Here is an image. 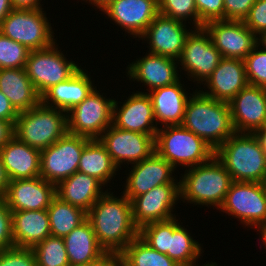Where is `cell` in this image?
Segmentation results:
<instances>
[{"label": "cell", "instance_id": "6da1fadb", "mask_svg": "<svg viewBox=\"0 0 266 266\" xmlns=\"http://www.w3.org/2000/svg\"><path fill=\"white\" fill-rule=\"evenodd\" d=\"M110 191L102 195L87 212L100 246L110 255H119L139 235L132 217L131 201Z\"/></svg>", "mask_w": 266, "mask_h": 266}, {"label": "cell", "instance_id": "7a4b0ae2", "mask_svg": "<svg viewBox=\"0 0 266 266\" xmlns=\"http://www.w3.org/2000/svg\"><path fill=\"white\" fill-rule=\"evenodd\" d=\"M193 93L187 101L181 125L216 151L235 133L229 103L215 100L197 89Z\"/></svg>", "mask_w": 266, "mask_h": 266}, {"label": "cell", "instance_id": "3957f363", "mask_svg": "<svg viewBox=\"0 0 266 266\" xmlns=\"http://www.w3.org/2000/svg\"><path fill=\"white\" fill-rule=\"evenodd\" d=\"M180 182V200L219 209L233 179L223 163L214 155L201 165L189 167Z\"/></svg>", "mask_w": 266, "mask_h": 266}, {"label": "cell", "instance_id": "277c9868", "mask_svg": "<svg viewBox=\"0 0 266 266\" xmlns=\"http://www.w3.org/2000/svg\"><path fill=\"white\" fill-rule=\"evenodd\" d=\"M233 181L259 182L266 178V154L253 133L235 132L216 151Z\"/></svg>", "mask_w": 266, "mask_h": 266}, {"label": "cell", "instance_id": "5b68a950", "mask_svg": "<svg viewBox=\"0 0 266 266\" xmlns=\"http://www.w3.org/2000/svg\"><path fill=\"white\" fill-rule=\"evenodd\" d=\"M154 144L155 152L175 169L178 165L188 168L201 165L215 155L210 145L182 125L158 128Z\"/></svg>", "mask_w": 266, "mask_h": 266}, {"label": "cell", "instance_id": "8992f818", "mask_svg": "<svg viewBox=\"0 0 266 266\" xmlns=\"http://www.w3.org/2000/svg\"><path fill=\"white\" fill-rule=\"evenodd\" d=\"M68 132L67 112L40 102L20 112L14 124L15 136L38 150L46 149Z\"/></svg>", "mask_w": 266, "mask_h": 266}, {"label": "cell", "instance_id": "52a82bcc", "mask_svg": "<svg viewBox=\"0 0 266 266\" xmlns=\"http://www.w3.org/2000/svg\"><path fill=\"white\" fill-rule=\"evenodd\" d=\"M0 32L30 51L56 43L51 23L42 8L13 9L0 23Z\"/></svg>", "mask_w": 266, "mask_h": 266}, {"label": "cell", "instance_id": "ba28073f", "mask_svg": "<svg viewBox=\"0 0 266 266\" xmlns=\"http://www.w3.org/2000/svg\"><path fill=\"white\" fill-rule=\"evenodd\" d=\"M54 43L51 47L32 50L25 70L36 91L42 96L49 88L72 77L80 66L67 60Z\"/></svg>", "mask_w": 266, "mask_h": 266}, {"label": "cell", "instance_id": "9c48e42d", "mask_svg": "<svg viewBox=\"0 0 266 266\" xmlns=\"http://www.w3.org/2000/svg\"><path fill=\"white\" fill-rule=\"evenodd\" d=\"M90 140L67 132L57 142L41 150L40 177L57 186L78 171L81 153Z\"/></svg>", "mask_w": 266, "mask_h": 266}, {"label": "cell", "instance_id": "30bf717a", "mask_svg": "<svg viewBox=\"0 0 266 266\" xmlns=\"http://www.w3.org/2000/svg\"><path fill=\"white\" fill-rule=\"evenodd\" d=\"M95 87L91 93L67 113L68 132L98 139L113 123L114 99H106Z\"/></svg>", "mask_w": 266, "mask_h": 266}, {"label": "cell", "instance_id": "8fae6325", "mask_svg": "<svg viewBox=\"0 0 266 266\" xmlns=\"http://www.w3.org/2000/svg\"><path fill=\"white\" fill-rule=\"evenodd\" d=\"M219 209L251 229L266 226V195L259 182L233 181Z\"/></svg>", "mask_w": 266, "mask_h": 266}, {"label": "cell", "instance_id": "7c38bea8", "mask_svg": "<svg viewBox=\"0 0 266 266\" xmlns=\"http://www.w3.org/2000/svg\"><path fill=\"white\" fill-rule=\"evenodd\" d=\"M194 29L190 30V34L186 37L181 55L177 59L182 66L178 69L186 71L188 79L193 78V82L203 84L223 57L204 28Z\"/></svg>", "mask_w": 266, "mask_h": 266}, {"label": "cell", "instance_id": "4fadbf2b", "mask_svg": "<svg viewBox=\"0 0 266 266\" xmlns=\"http://www.w3.org/2000/svg\"><path fill=\"white\" fill-rule=\"evenodd\" d=\"M98 139L118 169L123 162L128 165L139 163L155 151L152 135L122 130L113 124Z\"/></svg>", "mask_w": 266, "mask_h": 266}, {"label": "cell", "instance_id": "5bb4252c", "mask_svg": "<svg viewBox=\"0 0 266 266\" xmlns=\"http://www.w3.org/2000/svg\"><path fill=\"white\" fill-rule=\"evenodd\" d=\"M178 200H180V183L163 184L134 197L131 205L135 226L141 229L149 223L176 217L172 212Z\"/></svg>", "mask_w": 266, "mask_h": 266}, {"label": "cell", "instance_id": "9a60e30c", "mask_svg": "<svg viewBox=\"0 0 266 266\" xmlns=\"http://www.w3.org/2000/svg\"><path fill=\"white\" fill-rule=\"evenodd\" d=\"M203 28L224 58L244 60L259 42L241 20H213L205 23Z\"/></svg>", "mask_w": 266, "mask_h": 266}, {"label": "cell", "instance_id": "2e32d148", "mask_svg": "<svg viewBox=\"0 0 266 266\" xmlns=\"http://www.w3.org/2000/svg\"><path fill=\"white\" fill-rule=\"evenodd\" d=\"M233 127L238 133H254L266 125V88L248 84L229 102Z\"/></svg>", "mask_w": 266, "mask_h": 266}, {"label": "cell", "instance_id": "e0dca14e", "mask_svg": "<svg viewBox=\"0 0 266 266\" xmlns=\"http://www.w3.org/2000/svg\"><path fill=\"white\" fill-rule=\"evenodd\" d=\"M131 167L133 168L127 174L126 186L122 192L130 201L154 187L180 183L174 179L175 176H172L175 168L155 151L148 158L133 164Z\"/></svg>", "mask_w": 266, "mask_h": 266}, {"label": "cell", "instance_id": "ac0fdd59", "mask_svg": "<svg viewBox=\"0 0 266 266\" xmlns=\"http://www.w3.org/2000/svg\"><path fill=\"white\" fill-rule=\"evenodd\" d=\"M147 93L134 92L120 107L118 101H114L112 124L122 130L152 135L155 138L158 126L152 101Z\"/></svg>", "mask_w": 266, "mask_h": 266}, {"label": "cell", "instance_id": "d6986e66", "mask_svg": "<svg viewBox=\"0 0 266 266\" xmlns=\"http://www.w3.org/2000/svg\"><path fill=\"white\" fill-rule=\"evenodd\" d=\"M101 11L133 38H140L159 14L158 0H113Z\"/></svg>", "mask_w": 266, "mask_h": 266}, {"label": "cell", "instance_id": "ffe728a7", "mask_svg": "<svg viewBox=\"0 0 266 266\" xmlns=\"http://www.w3.org/2000/svg\"><path fill=\"white\" fill-rule=\"evenodd\" d=\"M189 34L185 22L159 13L139 39L147 40L148 52L178 59Z\"/></svg>", "mask_w": 266, "mask_h": 266}, {"label": "cell", "instance_id": "44dd1931", "mask_svg": "<svg viewBox=\"0 0 266 266\" xmlns=\"http://www.w3.org/2000/svg\"><path fill=\"white\" fill-rule=\"evenodd\" d=\"M56 196V186L39 177L9 181L3 199L12 211L44 210Z\"/></svg>", "mask_w": 266, "mask_h": 266}, {"label": "cell", "instance_id": "7402d4cb", "mask_svg": "<svg viewBox=\"0 0 266 266\" xmlns=\"http://www.w3.org/2000/svg\"><path fill=\"white\" fill-rule=\"evenodd\" d=\"M177 59L148 52L127 66L129 80L144 83L147 91L171 85L179 80Z\"/></svg>", "mask_w": 266, "mask_h": 266}, {"label": "cell", "instance_id": "603a6c76", "mask_svg": "<svg viewBox=\"0 0 266 266\" xmlns=\"http://www.w3.org/2000/svg\"><path fill=\"white\" fill-rule=\"evenodd\" d=\"M209 90L204 95L218 101L230 102L249 83L245 62L237 58H222L211 76L203 83Z\"/></svg>", "mask_w": 266, "mask_h": 266}, {"label": "cell", "instance_id": "cb8c5ba5", "mask_svg": "<svg viewBox=\"0 0 266 266\" xmlns=\"http://www.w3.org/2000/svg\"><path fill=\"white\" fill-rule=\"evenodd\" d=\"M41 151L16 136L0 149V157L10 181L40 176Z\"/></svg>", "mask_w": 266, "mask_h": 266}, {"label": "cell", "instance_id": "d4e9b609", "mask_svg": "<svg viewBox=\"0 0 266 266\" xmlns=\"http://www.w3.org/2000/svg\"><path fill=\"white\" fill-rule=\"evenodd\" d=\"M92 84L91 77L83 68H80L69 79L49 88L41 96V102L46 106L68 113L73 107L81 103L96 87Z\"/></svg>", "mask_w": 266, "mask_h": 266}, {"label": "cell", "instance_id": "484cf974", "mask_svg": "<svg viewBox=\"0 0 266 266\" xmlns=\"http://www.w3.org/2000/svg\"><path fill=\"white\" fill-rule=\"evenodd\" d=\"M187 93L180 79L171 85L147 93L152 101L156 125L158 121L159 125L161 123L163 126L182 124L185 107L190 97Z\"/></svg>", "mask_w": 266, "mask_h": 266}, {"label": "cell", "instance_id": "4316f807", "mask_svg": "<svg viewBox=\"0 0 266 266\" xmlns=\"http://www.w3.org/2000/svg\"><path fill=\"white\" fill-rule=\"evenodd\" d=\"M63 239L70 266L107 260L111 256L100 246L87 219Z\"/></svg>", "mask_w": 266, "mask_h": 266}, {"label": "cell", "instance_id": "83f0119b", "mask_svg": "<svg viewBox=\"0 0 266 266\" xmlns=\"http://www.w3.org/2000/svg\"><path fill=\"white\" fill-rule=\"evenodd\" d=\"M102 186L105 187L97 178L76 171L56 186V196L63 202L88 212L97 200L107 192L103 191Z\"/></svg>", "mask_w": 266, "mask_h": 266}, {"label": "cell", "instance_id": "f1b7e54d", "mask_svg": "<svg viewBox=\"0 0 266 266\" xmlns=\"http://www.w3.org/2000/svg\"><path fill=\"white\" fill-rule=\"evenodd\" d=\"M0 91L7 96L18 113L34 108L41 102V96L25 68L0 69Z\"/></svg>", "mask_w": 266, "mask_h": 266}, {"label": "cell", "instance_id": "f546056e", "mask_svg": "<svg viewBox=\"0 0 266 266\" xmlns=\"http://www.w3.org/2000/svg\"><path fill=\"white\" fill-rule=\"evenodd\" d=\"M15 247L33 248L51 235L47 209L12 211Z\"/></svg>", "mask_w": 266, "mask_h": 266}, {"label": "cell", "instance_id": "4dcf8cb0", "mask_svg": "<svg viewBox=\"0 0 266 266\" xmlns=\"http://www.w3.org/2000/svg\"><path fill=\"white\" fill-rule=\"evenodd\" d=\"M119 169L99 139H90L80 156L78 171L93 176L104 185L115 178Z\"/></svg>", "mask_w": 266, "mask_h": 266}, {"label": "cell", "instance_id": "1f68e13d", "mask_svg": "<svg viewBox=\"0 0 266 266\" xmlns=\"http://www.w3.org/2000/svg\"><path fill=\"white\" fill-rule=\"evenodd\" d=\"M51 235L64 238L87 218L82 208L63 202L55 196L47 208Z\"/></svg>", "mask_w": 266, "mask_h": 266}, {"label": "cell", "instance_id": "d6a6232c", "mask_svg": "<svg viewBox=\"0 0 266 266\" xmlns=\"http://www.w3.org/2000/svg\"><path fill=\"white\" fill-rule=\"evenodd\" d=\"M125 266H180L168 255L154 250L139 235L119 254Z\"/></svg>", "mask_w": 266, "mask_h": 266}, {"label": "cell", "instance_id": "836d02e7", "mask_svg": "<svg viewBox=\"0 0 266 266\" xmlns=\"http://www.w3.org/2000/svg\"><path fill=\"white\" fill-rule=\"evenodd\" d=\"M203 249L195 241L183 225H179L173 234H170L169 250L167 255L180 266H199L196 260L201 256Z\"/></svg>", "mask_w": 266, "mask_h": 266}, {"label": "cell", "instance_id": "e575fe53", "mask_svg": "<svg viewBox=\"0 0 266 266\" xmlns=\"http://www.w3.org/2000/svg\"><path fill=\"white\" fill-rule=\"evenodd\" d=\"M32 249L37 266H70L62 237L50 235Z\"/></svg>", "mask_w": 266, "mask_h": 266}, {"label": "cell", "instance_id": "d590c367", "mask_svg": "<svg viewBox=\"0 0 266 266\" xmlns=\"http://www.w3.org/2000/svg\"><path fill=\"white\" fill-rule=\"evenodd\" d=\"M180 225L176 217L166 220L149 223L139 229V236L148 243L154 250L166 254L169 250L170 234Z\"/></svg>", "mask_w": 266, "mask_h": 266}, {"label": "cell", "instance_id": "8d00e7d4", "mask_svg": "<svg viewBox=\"0 0 266 266\" xmlns=\"http://www.w3.org/2000/svg\"><path fill=\"white\" fill-rule=\"evenodd\" d=\"M159 13L182 22L192 20L195 28H203L199 20L195 0H158Z\"/></svg>", "mask_w": 266, "mask_h": 266}, {"label": "cell", "instance_id": "74e56055", "mask_svg": "<svg viewBox=\"0 0 266 266\" xmlns=\"http://www.w3.org/2000/svg\"><path fill=\"white\" fill-rule=\"evenodd\" d=\"M30 50L0 32V69L25 68Z\"/></svg>", "mask_w": 266, "mask_h": 266}, {"label": "cell", "instance_id": "f35d334b", "mask_svg": "<svg viewBox=\"0 0 266 266\" xmlns=\"http://www.w3.org/2000/svg\"><path fill=\"white\" fill-rule=\"evenodd\" d=\"M258 42L244 59L246 76L250 85L266 88V47ZM259 49V50H258Z\"/></svg>", "mask_w": 266, "mask_h": 266}, {"label": "cell", "instance_id": "ab89813d", "mask_svg": "<svg viewBox=\"0 0 266 266\" xmlns=\"http://www.w3.org/2000/svg\"><path fill=\"white\" fill-rule=\"evenodd\" d=\"M0 266H37L33 249L13 247L0 251Z\"/></svg>", "mask_w": 266, "mask_h": 266}, {"label": "cell", "instance_id": "60d3db41", "mask_svg": "<svg viewBox=\"0 0 266 266\" xmlns=\"http://www.w3.org/2000/svg\"><path fill=\"white\" fill-rule=\"evenodd\" d=\"M15 247L13 241L12 210L3 198H0V251Z\"/></svg>", "mask_w": 266, "mask_h": 266}, {"label": "cell", "instance_id": "b9f144b4", "mask_svg": "<svg viewBox=\"0 0 266 266\" xmlns=\"http://www.w3.org/2000/svg\"><path fill=\"white\" fill-rule=\"evenodd\" d=\"M243 21L259 39L266 34V0H255Z\"/></svg>", "mask_w": 266, "mask_h": 266}, {"label": "cell", "instance_id": "7bdbcfd3", "mask_svg": "<svg viewBox=\"0 0 266 266\" xmlns=\"http://www.w3.org/2000/svg\"><path fill=\"white\" fill-rule=\"evenodd\" d=\"M199 20L205 24L213 20H224L223 0H195Z\"/></svg>", "mask_w": 266, "mask_h": 266}, {"label": "cell", "instance_id": "ee69618b", "mask_svg": "<svg viewBox=\"0 0 266 266\" xmlns=\"http://www.w3.org/2000/svg\"><path fill=\"white\" fill-rule=\"evenodd\" d=\"M224 20L243 21L250 12L255 0H223Z\"/></svg>", "mask_w": 266, "mask_h": 266}, {"label": "cell", "instance_id": "f6af8a7d", "mask_svg": "<svg viewBox=\"0 0 266 266\" xmlns=\"http://www.w3.org/2000/svg\"><path fill=\"white\" fill-rule=\"evenodd\" d=\"M18 114L7 96L0 91V119L11 121L15 124Z\"/></svg>", "mask_w": 266, "mask_h": 266}, {"label": "cell", "instance_id": "bcb514c9", "mask_svg": "<svg viewBox=\"0 0 266 266\" xmlns=\"http://www.w3.org/2000/svg\"><path fill=\"white\" fill-rule=\"evenodd\" d=\"M14 136V123L0 119V149Z\"/></svg>", "mask_w": 266, "mask_h": 266}, {"label": "cell", "instance_id": "7dc6e473", "mask_svg": "<svg viewBox=\"0 0 266 266\" xmlns=\"http://www.w3.org/2000/svg\"><path fill=\"white\" fill-rule=\"evenodd\" d=\"M41 0H11L14 9H38L42 8Z\"/></svg>", "mask_w": 266, "mask_h": 266}, {"label": "cell", "instance_id": "c3c4849f", "mask_svg": "<svg viewBox=\"0 0 266 266\" xmlns=\"http://www.w3.org/2000/svg\"><path fill=\"white\" fill-rule=\"evenodd\" d=\"M9 178L6 174L4 165L0 157V198H3L9 184Z\"/></svg>", "mask_w": 266, "mask_h": 266}, {"label": "cell", "instance_id": "681fc988", "mask_svg": "<svg viewBox=\"0 0 266 266\" xmlns=\"http://www.w3.org/2000/svg\"><path fill=\"white\" fill-rule=\"evenodd\" d=\"M13 9L11 0H0V23Z\"/></svg>", "mask_w": 266, "mask_h": 266}, {"label": "cell", "instance_id": "f907efd6", "mask_svg": "<svg viewBox=\"0 0 266 266\" xmlns=\"http://www.w3.org/2000/svg\"><path fill=\"white\" fill-rule=\"evenodd\" d=\"M253 134L257 137L261 148L266 154V125H264L262 128L257 129Z\"/></svg>", "mask_w": 266, "mask_h": 266}, {"label": "cell", "instance_id": "816d5d0a", "mask_svg": "<svg viewBox=\"0 0 266 266\" xmlns=\"http://www.w3.org/2000/svg\"><path fill=\"white\" fill-rule=\"evenodd\" d=\"M101 266H125L119 255H111Z\"/></svg>", "mask_w": 266, "mask_h": 266}, {"label": "cell", "instance_id": "f5cc1de1", "mask_svg": "<svg viewBox=\"0 0 266 266\" xmlns=\"http://www.w3.org/2000/svg\"><path fill=\"white\" fill-rule=\"evenodd\" d=\"M82 1H85L86 3L88 1L89 3H91L92 5H94L101 11L104 7H106L113 0H82Z\"/></svg>", "mask_w": 266, "mask_h": 266}, {"label": "cell", "instance_id": "db71d44e", "mask_svg": "<svg viewBox=\"0 0 266 266\" xmlns=\"http://www.w3.org/2000/svg\"><path fill=\"white\" fill-rule=\"evenodd\" d=\"M259 231V233L261 234V238H262V242L266 247V226H264L263 228H261L260 230H257V232ZM266 249V248H265Z\"/></svg>", "mask_w": 266, "mask_h": 266}, {"label": "cell", "instance_id": "11a10c76", "mask_svg": "<svg viewBox=\"0 0 266 266\" xmlns=\"http://www.w3.org/2000/svg\"><path fill=\"white\" fill-rule=\"evenodd\" d=\"M106 260H99L89 264L75 265V266H101Z\"/></svg>", "mask_w": 266, "mask_h": 266}, {"label": "cell", "instance_id": "9f6ffc18", "mask_svg": "<svg viewBox=\"0 0 266 266\" xmlns=\"http://www.w3.org/2000/svg\"><path fill=\"white\" fill-rule=\"evenodd\" d=\"M259 42L266 47V34H264L260 39Z\"/></svg>", "mask_w": 266, "mask_h": 266}, {"label": "cell", "instance_id": "6f0895ef", "mask_svg": "<svg viewBox=\"0 0 266 266\" xmlns=\"http://www.w3.org/2000/svg\"><path fill=\"white\" fill-rule=\"evenodd\" d=\"M263 188H264V192H265V195H266V178L261 182Z\"/></svg>", "mask_w": 266, "mask_h": 266}, {"label": "cell", "instance_id": "680465c9", "mask_svg": "<svg viewBox=\"0 0 266 266\" xmlns=\"http://www.w3.org/2000/svg\"><path fill=\"white\" fill-rule=\"evenodd\" d=\"M216 264H217L216 262H211L210 264L208 262L207 264H203L201 266H215Z\"/></svg>", "mask_w": 266, "mask_h": 266}]
</instances>
